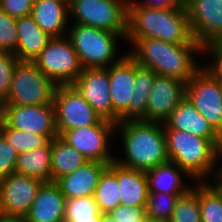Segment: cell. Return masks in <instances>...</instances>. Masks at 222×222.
<instances>
[{"mask_svg":"<svg viewBox=\"0 0 222 222\" xmlns=\"http://www.w3.org/2000/svg\"><path fill=\"white\" fill-rule=\"evenodd\" d=\"M128 54L139 66L155 74L188 82L201 68L194 55L202 53V46L193 39L189 44H174L154 38L137 39ZM196 61V62H195Z\"/></svg>","mask_w":222,"mask_h":222,"instance_id":"obj_1","label":"cell"},{"mask_svg":"<svg viewBox=\"0 0 222 222\" xmlns=\"http://www.w3.org/2000/svg\"><path fill=\"white\" fill-rule=\"evenodd\" d=\"M154 38L174 44H189L194 38L186 7L156 8L128 4L126 40Z\"/></svg>","mask_w":222,"mask_h":222,"instance_id":"obj_2","label":"cell"},{"mask_svg":"<svg viewBox=\"0 0 222 222\" xmlns=\"http://www.w3.org/2000/svg\"><path fill=\"white\" fill-rule=\"evenodd\" d=\"M115 132L125 153L124 159L115 158L121 166L147 171L169 162L163 123L126 120L116 124Z\"/></svg>","mask_w":222,"mask_h":222,"instance_id":"obj_3","label":"cell"},{"mask_svg":"<svg viewBox=\"0 0 222 222\" xmlns=\"http://www.w3.org/2000/svg\"><path fill=\"white\" fill-rule=\"evenodd\" d=\"M164 135L169 161L193 178L192 182H207L208 177L220 174L221 167L218 168V165L221 151L218 140L174 129H164Z\"/></svg>","mask_w":222,"mask_h":222,"instance_id":"obj_4","label":"cell"},{"mask_svg":"<svg viewBox=\"0 0 222 222\" xmlns=\"http://www.w3.org/2000/svg\"><path fill=\"white\" fill-rule=\"evenodd\" d=\"M66 36L73 45L83 69L107 68L123 57L117 58V42L119 39H125L121 34L72 23Z\"/></svg>","mask_w":222,"mask_h":222,"instance_id":"obj_5","label":"cell"},{"mask_svg":"<svg viewBox=\"0 0 222 222\" xmlns=\"http://www.w3.org/2000/svg\"><path fill=\"white\" fill-rule=\"evenodd\" d=\"M129 0H70L73 23L121 34L126 38Z\"/></svg>","mask_w":222,"mask_h":222,"instance_id":"obj_6","label":"cell"},{"mask_svg":"<svg viewBox=\"0 0 222 222\" xmlns=\"http://www.w3.org/2000/svg\"><path fill=\"white\" fill-rule=\"evenodd\" d=\"M57 85L32 61H19L12 77L8 97L1 105L54 104Z\"/></svg>","mask_w":222,"mask_h":222,"instance_id":"obj_7","label":"cell"},{"mask_svg":"<svg viewBox=\"0 0 222 222\" xmlns=\"http://www.w3.org/2000/svg\"><path fill=\"white\" fill-rule=\"evenodd\" d=\"M32 62L57 86L71 85L83 70L67 36L51 38Z\"/></svg>","mask_w":222,"mask_h":222,"instance_id":"obj_8","label":"cell"},{"mask_svg":"<svg viewBox=\"0 0 222 222\" xmlns=\"http://www.w3.org/2000/svg\"><path fill=\"white\" fill-rule=\"evenodd\" d=\"M116 124L101 119L97 124L65 131L60 137L80 152L88 161L110 164L115 161L109 143L114 137ZM110 139V140H109Z\"/></svg>","mask_w":222,"mask_h":222,"instance_id":"obj_9","label":"cell"},{"mask_svg":"<svg viewBox=\"0 0 222 222\" xmlns=\"http://www.w3.org/2000/svg\"><path fill=\"white\" fill-rule=\"evenodd\" d=\"M53 103L58 136L71 129L92 126L102 119L72 85H58Z\"/></svg>","mask_w":222,"mask_h":222,"instance_id":"obj_10","label":"cell"},{"mask_svg":"<svg viewBox=\"0 0 222 222\" xmlns=\"http://www.w3.org/2000/svg\"><path fill=\"white\" fill-rule=\"evenodd\" d=\"M186 97L218 131L222 126L221 83L201 67L186 83Z\"/></svg>","mask_w":222,"mask_h":222,"instance_id":"obj_11","label":"cell"},{"mask_svg":"<svg viewBox=\"0 0 222 222\" xmlns=\"http://www.w3.org/2000/svg\"><path fill=\"white\" fill-rule=\"evenodd\" d=\"M2 119L19 131L58 135L54 104L1 105Z\"/></svg>","mask_w":222,"mask_h":222,"instance_id":"obj_12","label":"cell"},{"mask_svg":"<svg viewBox=\"0 0 222 222\" xmlns=\"http://www.w3.org/2000/svg\"><path fill=\"white\" fill-rule=\"evenodd\" d=\"M185 7L197 43L222 42V0H189Z\"/></svg>","mask_w":222,"mask_h":222,"instance_id":"obj_13","label":"cell"},{"mask_svg":"<svg viewBox=\"0 0 222 222\" xmlns=\"http://www.w3.org/2000/svg\"><path fill=\"white\" fill-rule=\"evenodd\" d=\"M43 183L35 177L15 172L0 180V196L4 215L25 217Z\"/></svg>","mask_w":222,"mask_h":222,"instance_id":"obj_14","label":"cell"},{"mask_svg":"<svg viewBox=\"0 0 222 222\" xmlns=\"http://www.w3.org/2000/svg\"><path fill=\"white\" fill-rule=\"evenodd\" d=\"M185 96V82L156 74L142 120L164 123Z\"/></svg>","mask_w":222,"mask_h":222,"instance_id":"obj_15","label":"cell"},{"mask_svg":"<svg viewBox=\"0 0 222 222\" xmlns=\"http://www.w3.org/2000/svg\"><path fill=\"white\" fill-rule=\"evenodd\" d=\"M71 85L102 119L112 122V103L107 68H84Z\"/></svg>","mask_w":222,"mask_h":222,"instance_id":"obj_16","label":"cell"},{"mask_svg":"<svg viewBox=\"0 0 222 222\" xmlns=\"http://www.w3.org/2000/svg\"><path fill=\"white\" fill-rule=\"evenodd\" d=\"M108 69L112 103V122L119 123V116L129 107L135 85V60L128 54Z\"/></svg>","mask_w":222,"mask_h":222,"instance_id":"obj_17","label":"cell"},{"mask_svg":"<svg viewBox=\"0 0 222 222\" xmlns=\"http://www.w3.org/2000/svg\"><path fill=\"white\" fill-rule=\"evenodd\" d=\"M106 163L87 161L74 172L63 175L55 183L66 199L93 196Z\"/></svg>","mask_w":222,"mask_h":222,"instance_id":"obj_18","label":"cell"},{"mask_svg":"<svg viewBox=\"0 0 222 222\" xmlns=\"http://www.w3.org/2000/svg\"><path fill=\"white\" fill-rule=\"evenodd\" d=\"M66 198L55 182H44L35 196L27 222H64Z\"/></svg>","mask_w":222,"mask_h":222,"instance_id":"obj_19","label":"cell"},{"mask_svg":"<svg viewBox=\"0 0 222 222\" xmlns=\"http://www.w3.org/2000/svg\"><path fill=\"white\" fill-rule=\"evenodd\" d=\"M163 128L189 132L209 140H218L217 131L197 111L186 96L163 123Z\"/></svg>","mask_w":222,"mask_h":222,"instance_id":"obj_20","label":"cell"},{"mask_svg":"<svg viewBox=\"0 0 222 222\" xmlns=\"http://www.w3.org/2000/svg\"><path fill=\"white\" fill-rule=\"evenodd\" d=\"M70 1L34 0L31 16L50 37L66 36Z\"/></svg>","mask_w":222,"mask_h":222,"instance_id":"obj_21","label":"cell"},{"mask_svg":"<svg viewBox=\"0 0 222 222\" xmlns=\"http://www.w3.org/2000/svg\"><path fill=\"white\" fill-rule=\"evenodd\" d=\"M115 175L121 205L146 206L149 195L146 171L127 168L115 162Z\"/></svg>","mask_w":222,"mask_h":222,"instance_id":"obj_22","label":"cell"},{"mask_svg":"<svg viewBox=\"0 0 222 222\" xmlns=\"http://www.w3.org/2000/svg\"><path fill=\"white\" fill-rule=\"evenodd\" d=\"M18 42L13 53L19 61H33L52 38L34 21L31 15L16 19Z\"/></svg>","mask_w":222,"mask_h":222,"instance_id":"obj_23","label":"cell"},{"mask_svg":"<svg viewBox=\"0 0 222 222\" xmlns=\"http://www.w3.org/2000/svg\"><path fill=\"white\" fill-rule=\"evenodd\" d=\"M146 176L149 193H186L192 187L185 184L184 180H182V176L191 177L183 169L170 161L147 170Z\"/></svg>","mask_w":222,"mask_h":222,"instance_id":"obj_24","label":"cell"},{"mask_svg":"<svg viewBox=\"0 0 222 222\" xmlns=\"http://www.w3.org/2000/svg\"><path fill=\"white\" fill-rule=\"evenodd\" d=\"M156 74L135 61V85L129 107L119 116V122L141 120L147 114V102Z\"/></svg>","mask_w":222,"mask_h":222,"instance_id":"obj_25","label":"cell"},{"mask_svg":"<svg viewBox=\"0 0 222 222\" xmlns=\"http://www.w3.org/2000/svg\"><path fill=\"white\" fill-rule=\"evenodd\" d=\"M15 173L35 177L42 182H50L51 141L46 146L18 154Z\"/></svg>","mask_w":222,"mask_h":222,"instance_id":"obj_26","label":"cell"},{"mask_svg":"<svg viewBox=\"0 0 222 222\" xmlns=\"http://www.w3.org/2000/svg\"><path fill=\"white\" fill-rule=\"evenodd\" d=\"M88 160L60 136L51 140V182L74 172Z\"/></svg>","mask_w":222,"mask_h":222,"instance_id":"obj_27","label":"cell"},{"mask_svg":"<svg viewBox=\"0 0 222 222\" xmlns=\"http://www.w3.org/2000/svg\"><path fill=\"white\" fill-rule=\"evenodd\" d=\"M195 183L192 188L199 194L201 222H222V190L209 181Z\"/></svg>","mask_w":222,"mask_h":222,"instance_id":"obj_28","label":"cell"},{"mask_svg":"<svg viewBox=\"0 0 222 222\" xmlns=\"http://www.w3.org/2000/svg\"><path fill=\"white\" fill-rule=\"evenodd\" d=\"M93 197L101 213H108L121 204L115 175V161L111 162L101 173Z\"/></svg>","mask_w":222,"mask_h":222,"instance_id":"obj_29","label":"cell"},{"mask_svg":"<svg viewBox=\"0 0 222 222\" xmlns=\"http://www.w3.org/2000/svg\"><path fill=\"white\" fill-rule=\"evenodd\" d=\"M1 135L14 146L18 154L25 151L46 146L58 135H39L27 131H19L11 128L3 119L1 123Z\"/></svg>","mask_w":222,"mask_h":222,"instance_id":"obj_30","label":"cell"},{"mask_svg":"<svg viewBox=\"0 0 222 222\" xmlns=\"http://www.w3.org/2000/svg\"><path fill=\"white\" fill-rule=\"evenodd\" d=\"M170 222H201L199 194L192 187L177 199Z\"/></svg>","mask_w":222,"mask_h":222,"instance_id":"obj_31","label":"cell"},{"mask_svg":"<svg viewBox=\"0 0 222 222\" xmlns=\"http://www.w3.org/2000/svg\"><path fill=\"white\" fill-rule=\"evenodd\" d=\"M185 193H149L146 203V216L155 219H171L179 196Z\"/></svg>","mask_w":222,"mask_h":222,"instance_id":"obj_32","label":"cell"},{"mask_svg":"<svg viewBox=\"0 0 222 222\" xmlns=\"http://www.w3.org/2000/svg\"><path fill=\"white\" fill-rule=\"evenodd\" d=\"M102 217L93 196L66 199L64 218Z\"/></svg>","mask_w":222,"mask_h":222,"instance_id":"obj_33","label":"cell"},{"mask_svg":"<svg viewBox=\"0 0 222 222\" xmlns=\"http://www.w3.org/2000/svg\"><path fill=\"white\" fill-rule=\"evenodd\" d=\"M17 42L16 18L0 9V51L14 53Z\"/></svg>","mask_w":222,"mask_h":222,"instance_id":"obj_34","label":"cell"},{"mask_svg":"<svg viewBox=\"0 0 222 222\" xmlns=\"http://www.w3.org/2000/svg\"><path fill=\"white\" fill-rule=\"evenodd\" d=\"M18 58L11 52L0 51V104L8 97Z\"/></svg>","mask_w":222,"mask_h":222,"instance_id":"obj_35","label":"cell"},{"mask_svg":"<svg viewBox=\"0 0 222 222\" xmlns=\"http://www.w3.org/2000/svg\"><path fill=\"white\" fill-rule=\"evenodd\" d=\"M202 54H210L212 60L208 64H201V67L207 71L214 79L222 83V42H210L202 46Z\"/></svg>","mask_w":222,"mask_h":222,"instance_id":"obj_36","label":"cell"},{"mask_svg":"<svg viewBox=\"0 0 222 222\" xmlns=\"http://www.w3.org/2000/svg\"><path fill=\"white\" fill-rule=\"evenodd\" d=\"M17 157L14 146L0 134V180L15 172Z\"/></svg>","mask_w":222,"mask_h":222,"instance_id":"obj_37","label":"cell"},{"mask_svg":"<svg viewBox=\"0 0 222 222\" xmlns=\"http://www.w3.org/2000/svg\"><path fill=\"white\" fill-rule=\"evenodd\" d=\"M146 206L119 205L108 214L117 222H143L146 218Z\"/></svg>","mask_w":222,"mask_h":222,"instance_id":"obj_38","label":"cell"},{"mask_svg":"<svg viewBox=\"0 0 222 222\" xmlns=\"http://www.w3.org/2000/svg\"><path fill=\"white\" fill-rule=\"evenodd\" d=\"M34 0H0V9L13 18L31 15Z\"/></svg>","mask_w":222,"mask_h":222,"instance_id":"obj_39","label":"cell"},{"mask_svg":"<svg viewBox=\"0 0 222 222\" xmlns=\"http://www.w3.org/2000/svg\"><path fill=\"white\" fill-rule=\"evenodd\" d=\"M128 4H138L156 8H183L185 6L180 0H138V2L136 0H129Z\"/></svg>","mask_w":222,"mask_h":222,"instance_id":"obj_40","label":"cell"},{"mask_svg":"<svg viewBox=\"0 0 222 222\" xmlns=\"http://www.w3.org/2000/svg\"><path fill=\"white\" fill-rule=\"evenodd\" d=\"M64 222H101V217H92V218H64Z\"/></svg>","mask_w":222,"mask_h":222,"instance_id":"obj_41","label":"cell"},{"mask_svg":"<svg viewBox=\"0 0 222 222\" xmlns=\"http://www.w3.org/2000/svg\"><path fill=\"white\" fill-rule=\"evenodd\" d=\"M0 222H27L24 216H6L0 218Z\"/></svg>","mask_w":222,"mask_h":222,"instance_id":"obj_42","label":"cell"},{"mask_svg":"<svg viewBox=\"0 0 222 222\" xmlns=\"http://www.w3.org/2000/svg\"><path fill=\"white\" fill-rule=\"evenodd\" d=\"M101 222H117L108 213H102Z\"/></svg>","mask_w":222,"mask_h":222,"instance_id":"obj_43","label":"cell"},{"mask_svg":"<svg viewBox=\"0 0 222 222\" xmlns=\"http://www.w3.org/2000/svg\"><path fill=\"white\" fill-rule=\"evenodd\" d=\"M143 222H170L169 220H165V219H155V218H151L146 216V218L143 220Z\"/></svg>","mask_w":222,"mask_h":222,"instance_id":"obj_44","label":"cell"},{"mask_svg":"<svg viewBox=\"0 0 222 222\" xmlns=\"http://www.w3.org/2000/svg\"><path fill=\"white\" fill-rule=\"evenodd\" d=\"M217 135H218V141H219V149L222 152V126L217 131Z\"/></svg>","mask_w":222,"mask_h":222,"instance_id":"obj_45","label":"cell"},{"mask_svg":"<svg viewBox=\"0 0 222 222\" xmlns=\"http://www.w3.org/2000/svg\"><path fill=\"white\" fill-rule=\"evenodd\" d=\"M215 183L222 190V174L220 173L216 179H214Z\"/></svg>","mask_w":222,"mask_h":222,"instance_id":"obj_46","label":"cell"},{"mask_svg":"<svg viewBox=\"0 0 222 222\" xmlns=\"http://www.w3.org/2000/svg\"><path fill=\"white\" fill-rule=\"evenodd\" d=\"M4 215L3 209H2V203H1V196H0V218Z\"/></svg>","mask_w":222,"mask_h":222,"instance_id":"obj_47","label":"cell"},{"mask_svg":"<svg viewBox=\"0 0 222 222\" xmlns=\"http://www.w3.org/2000/svg\"><path fill=\"white\" fill-rule=\"evenodd\" d=\"M189 0H180V2L185 5Z\"/></svg>","mask_w":222,"mask_h":222,"instance_id":"obj_48","label":"cell"},{"mask_svg":"<svg viewBox=\"0 0 222 222\" xmlns=\"http://www.w3.org/2000/svg\"><path fill=\"white\" fill-rule=\"evenodd\" d=\"M220 167H221V171H220V173L222 174V152H221V163H220Z\"/></svg>","mask_w":222,"mask_h":222,"instance_id":"obj_49","label":"cell"},{"mask_svg":"<svg viewBox=\"0 0 222 222\" xmlns=\"http://www.w3.org/2000/svg\"><path fill=\"white\" fill-rule=\"evenodd\" d=\"M1 123H2V119H0V134H1Z\"/></svg>","mask_w":222,"mask_h":222,"instance_id":"obj_50","label":"cell"},{"mask_svg":"<svg viewBox=\"0 0 222 222\" xmlns=\"http://www.w3.org/2000/svg\"><path fill=\"white\" fill-rule=\"evenodd\" d=\"M0 119H2V116H1V104H0Z\"/></svg>","mask_w":222,"mask_h":222,"instance_id":"obj_51","label":"cell"},{"mask_svg":"<svg viewBox=\"0 0 222 222\" xmlns=\"http://www.w3.org/2000/svg\"><path fill=\"white\" fill-rule=\"evenodd\" d=\"M54 1H70V0H54Z\"/></svg>","mask_w":222,"mask_h":222,"instance_id":"obj_52","label":"cell"}]
</instances>
